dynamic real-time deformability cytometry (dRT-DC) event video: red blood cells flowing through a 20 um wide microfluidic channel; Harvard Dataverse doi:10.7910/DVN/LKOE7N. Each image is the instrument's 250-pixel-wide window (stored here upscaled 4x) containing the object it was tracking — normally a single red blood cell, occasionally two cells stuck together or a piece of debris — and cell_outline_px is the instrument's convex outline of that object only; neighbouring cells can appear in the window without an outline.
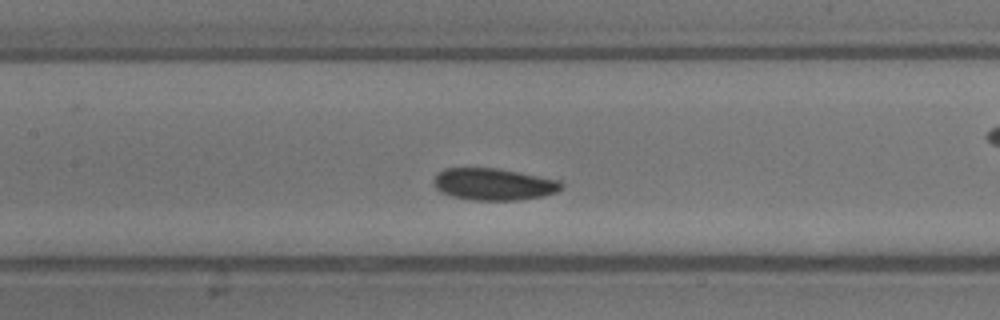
{"species": "common noctule bat (a hibernating species)", "species_latin": "Nyctalus noctula", "temperature_condition": "warm", "stored_images_in_passage": 25, "camera_frame_rate_fps": 3000, "um_per_image_px": 0.085, "animal": {"sex": "male", "body_mass_g": 13.3}, "frame": {"image": 1, "passage_image": 8, "time_ms": 2.333, "image_size_px": [1000, 320], "cell_outline_px": [[564, 188], [556, 192], [540, 196], [516, 200], [472, 200], [452, 196], [440, 192], [436, 188], [432, 180], [436, 172], [444, 168], [496, 168], [560, 180], [564, 184]], "centroid_in_image_um": [41.92, 15.65], "position_along_channel_um": 165.5, "area_um2": 23.81}}